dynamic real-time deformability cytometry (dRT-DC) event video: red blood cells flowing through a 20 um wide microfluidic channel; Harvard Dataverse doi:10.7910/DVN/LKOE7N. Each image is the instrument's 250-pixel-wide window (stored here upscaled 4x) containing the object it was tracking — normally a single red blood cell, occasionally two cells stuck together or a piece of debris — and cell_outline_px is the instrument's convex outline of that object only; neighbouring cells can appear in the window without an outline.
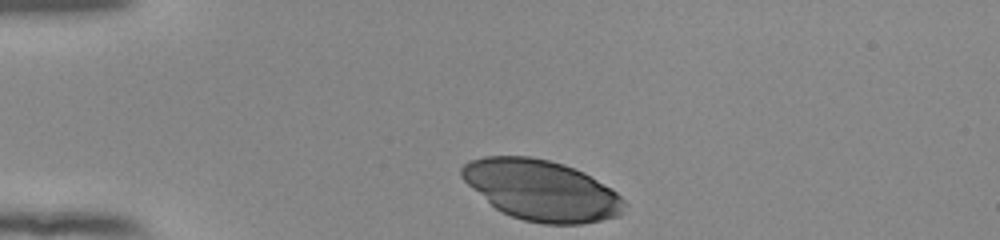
{"species": "human", "species_latin": "Homo sapiens", "temperature_condition": "room temperature", "stored_images_in_passage": 34, "camera_frame_rate_fps": 3000, "um_per_image_px": 0.085, "donor": {"sex": "female"}, "frame": {"image": 1, "passage_image": 1, "time_ms": 0.0, "image_size_px": [1000, 240], "cell_outline_px": [[628, 204], [620, 216], [584, 224], [544, 224], [524, 220], [512, 216], [496, 208], [472, 188], [460, 176], [460, 168], [468, 160], [484, 156], [528, 156], [548, 160], [564, 164], [584, 172], [612, 188]], "centroid_in_image_um": [46.05, 16.17], "position_along_channel_um": 38.9, "area_um2": 57.45}}